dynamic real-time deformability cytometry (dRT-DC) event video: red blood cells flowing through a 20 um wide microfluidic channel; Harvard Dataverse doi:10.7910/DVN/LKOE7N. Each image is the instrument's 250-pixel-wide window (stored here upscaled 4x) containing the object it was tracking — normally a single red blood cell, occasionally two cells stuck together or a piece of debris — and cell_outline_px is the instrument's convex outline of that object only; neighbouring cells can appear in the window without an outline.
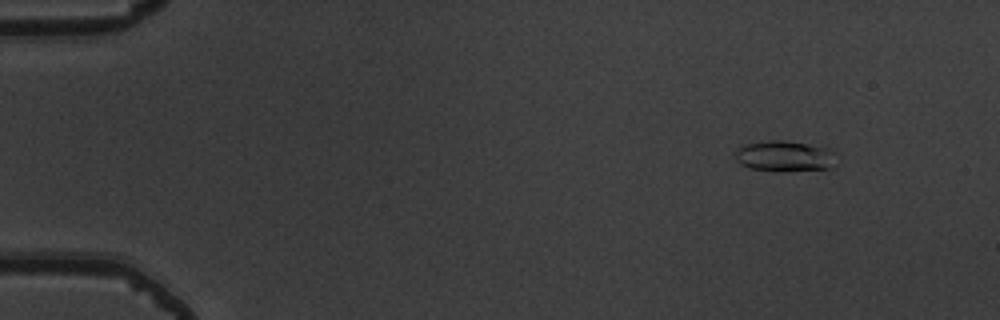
{"species": "common noctule bat (a hibernating species)", "species_latin": "Nyctalus noctula", "temperature_condition": "warm", "stored_images_in_passage": 5, "camera_frame_rate_fps": 3000, "um_per_image_px": 0.085, "animal": {"sex": "male", "body_mass_g": 19.5, "forearm_length_mm": 54.6}, "frame": {"image": 1, "passage_image": 2, "time_ms": 0.333, "image_size_px": [1000, 320], "cell_outline_px": [[840, 164], [836, 168], [780, 172], [776, 172], [748, 168], [740, 164], [736, 160], [736, 152], [744, 144], [768, 140], [784, 140], [836, 148], [840, 160]], "centroid_in_image_um": [66.88, 13.29], "position_along_channel_um": 18.1, "area_um2": 19.31}}